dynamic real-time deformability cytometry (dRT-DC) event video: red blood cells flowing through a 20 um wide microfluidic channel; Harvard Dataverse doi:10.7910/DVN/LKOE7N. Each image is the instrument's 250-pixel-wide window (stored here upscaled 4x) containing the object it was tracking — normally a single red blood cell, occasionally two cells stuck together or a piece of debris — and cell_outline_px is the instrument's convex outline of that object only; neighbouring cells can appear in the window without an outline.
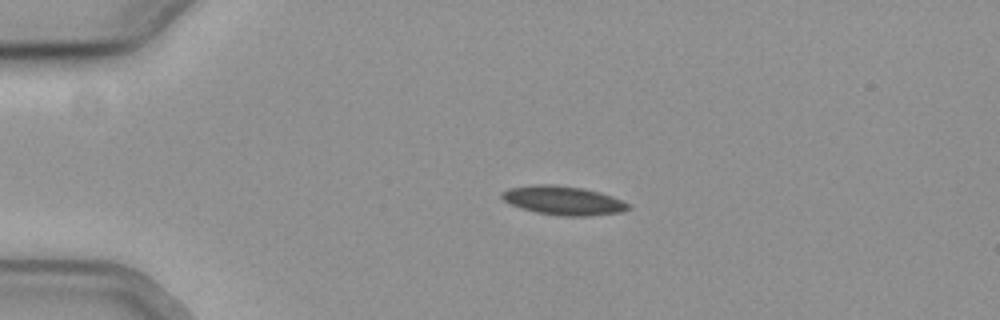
{"species": "common noctule bat (a hibernating species)", "species_latin": "Nyctalus noctula", "temperature_condition": "cold", "stored_images_in_passage": 38, "camera_frame_rate_fps": 3000, "um_per_image_px": 0.085, "animal": {"sex": "female", "body_mass_g": 19.3, "forearm_length_mm": 54.1}, "frame": {"image": 1, "passage_image": 1, "time_ms": 0.0, "image_size_px": [1000, 320], "cell_outline_px": [[632, 208], [620, 212], [588, 216], [564, 216], [536, 212], [520, 208], [504, 200], [500, 196], [500, 192], [508, 188], [532, 184], [556, 184], [584, 188], [600, 192], [612, 196], [628, 204]], "centroid_in_image_um": [47.84, 17.02], "position_along_channel_um": 37.2, "area_um2": 21.39}}
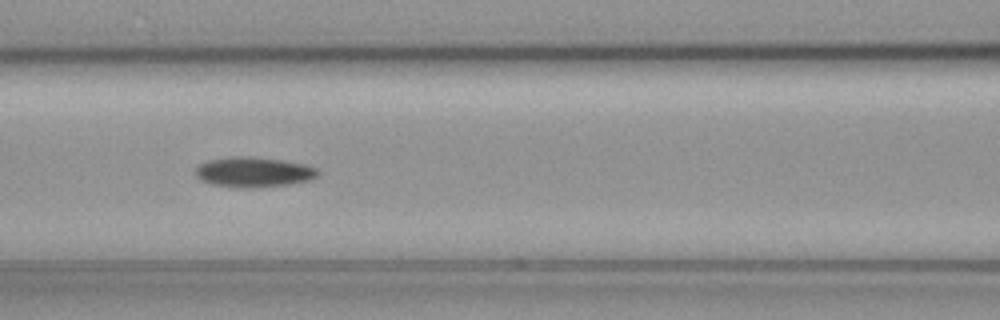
{"frame": {"image": 2, "passage_image": 13, "time_ms": 4.0, "image_size_px": [1000, 320], "cell_outline_px": [[320, 172], [312, 180], [292, 184], [252, 188], [236, 188], [212, 184], [200, 180], [196, 176], [196, 168], [200, 164], [208, 160], [232, 156], [252, 156], [284, 160], [304, 164], [316, 168]], "centroid_in_image_um": [21.57, 14.63], "position_along_channel_um": 145.0, "area_um2": 21.79}}
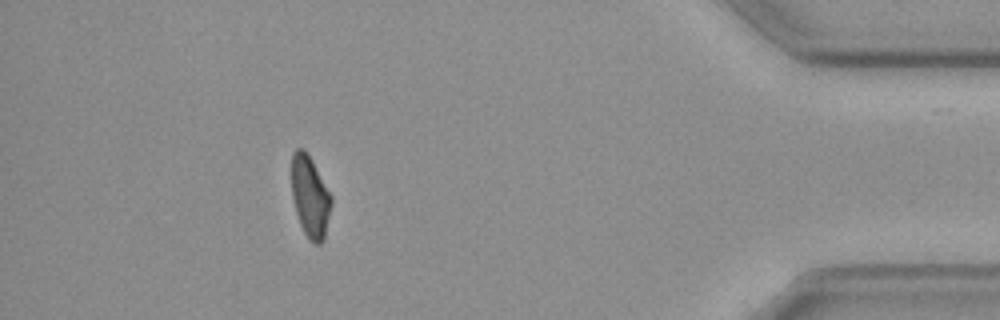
{"frame": {"image": 3, "passage_image": 38, "time_ms": 12.333, "image_size_px": [1000, 320], "cell_outline_px": [[332, 204], [324, 240], [320, 244], [316, 244], [308, 240], [300, 224], [296, 212], [292, 196], [292, 152], [296, 148], [304, 148], [312, 160], [332, 196]], "centroid_in_image_um": [26.37, 16.72], "position_along_channel_um": 408.8, "area_um2": 18.96}}